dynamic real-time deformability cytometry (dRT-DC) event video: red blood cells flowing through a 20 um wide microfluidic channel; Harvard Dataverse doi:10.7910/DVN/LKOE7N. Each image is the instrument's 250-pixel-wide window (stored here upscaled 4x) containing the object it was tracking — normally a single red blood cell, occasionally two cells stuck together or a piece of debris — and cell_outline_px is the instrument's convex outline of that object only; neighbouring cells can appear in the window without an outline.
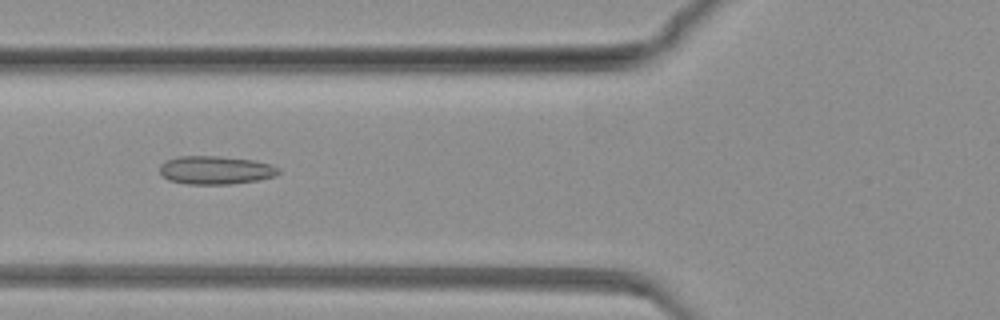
{"species": "common noctule bat (a hibernating species)", "species_latin": "Nyctalus noctula", "temperature_condition": "warm", "stored_images_in_passage": 82, "camera_frame_rate_fps": 3000, "um_per_image_px": 0.085, "animal": {"sex": "female", "body_mass_g": 19.3, "forearm_length_mm": 54.1}, "frame": {"image": 1, "passage_image": 32, "time_ms": 10.333, "image_size_px": [1000, 320], "cell_outline_px": [[280, 172], [276, 176], [260, 180], [228, 184], [188, 184], [168, 180], [160, 172], [160, 164], [168, 160], [180, 156], [220, 156], [252, 160], [268, 164], [280, 168]], "centroid_in_image_um": [18.34, 14.46], "position_along_channel_um": 107.5, "area_um2": 19.54}}
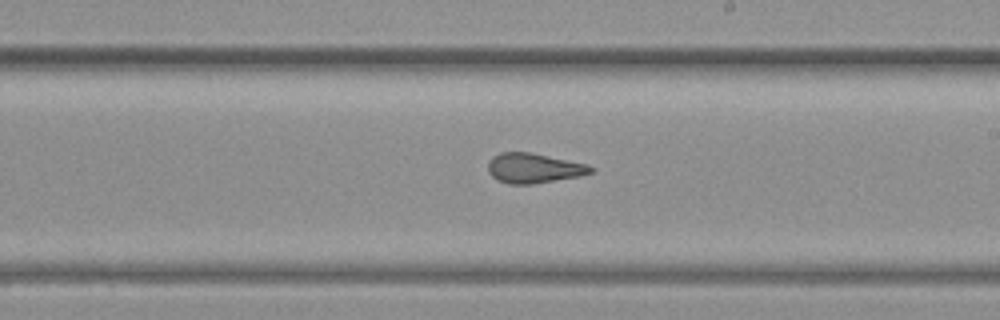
{"frame": {"image": 2, "passage_image": 48, "time_ms": 15.667, "image_size_px": [1000, 320], "cell_outline_px": [[596, 168], [592, 172], [580, 176], [532, 184], [508, 184], [492, 176], [488, 172], [488, 164], [492, 156], [500, 152], [532, 152], [588, 164]], "centroid_in_image_um": [45.39, 14.28], "position_along_channel_um": 243.6, "area_um2": 17.98}}
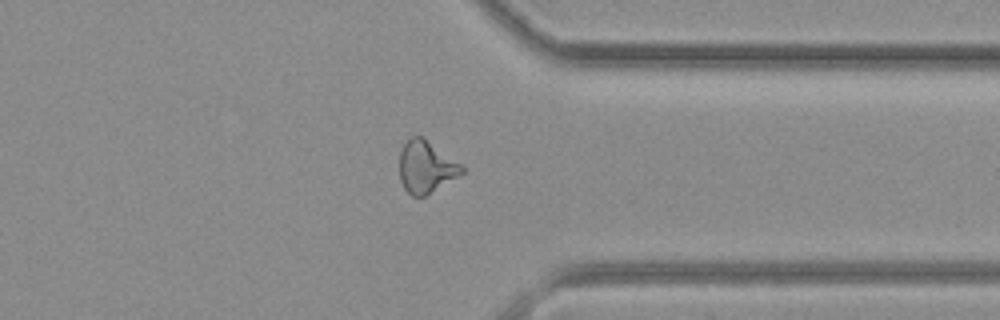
{"frame": {"image": 3, "passage_image": 64, "time_ms": 21.0, "image_size_px": [1000, 320], "cell_outline_px": [[464, 172], [424, 196], [412, 196], [404, 188], [400, 180], [400, 152], [404, 144], [412, 136], [424, 136], [460, 164], [464, 168]], "centroid_in_image_um": [36.19, 14.16], "position_along_channel_um": 375.2, "area_um2": 18.61}}